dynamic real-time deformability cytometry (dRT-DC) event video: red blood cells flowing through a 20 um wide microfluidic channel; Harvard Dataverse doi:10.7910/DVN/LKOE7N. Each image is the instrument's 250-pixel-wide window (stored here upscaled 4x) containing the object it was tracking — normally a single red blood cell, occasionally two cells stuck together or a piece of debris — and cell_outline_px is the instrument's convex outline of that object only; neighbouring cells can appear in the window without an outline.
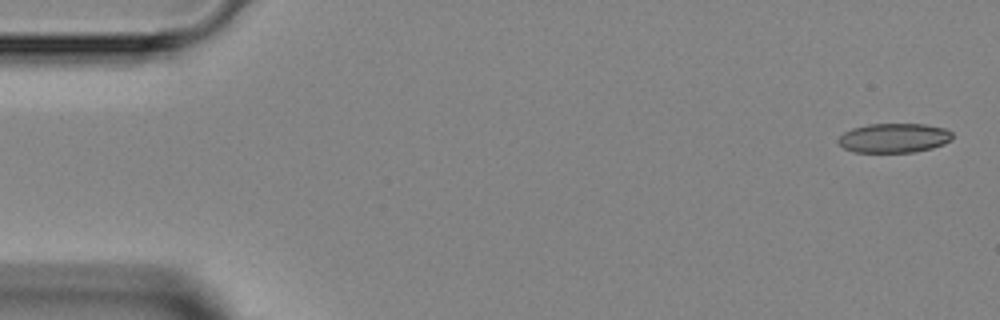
{"species": "Egyptian fruit bat (a non-hibernating species)", "species_latin": "Rousettus aegyptiacus", "temperature_condition": "room temperature", "stored_images_in_passage": 4, "camera_frame_rate_fps": 3000, "um_per_image_px": 0.085, "animal": {"sex": "female"}, "frame": {"image": 1, "passage_image": 1, "time_ms": 0.0, "image_size_px": [1000, 320], "cell_outline_px": [[952, 140], [944, 144], [932, 148], [912, 152], [852, 152], [844, 148], [836, 140], [844, 132], [852, 128], [868, 124], [924, 124], [944, 128], [952, 132]], "centroid_in_image_um": [75.98, 11.73], "position_along_channel_um": 9.0, "area_um2": 19.59}}